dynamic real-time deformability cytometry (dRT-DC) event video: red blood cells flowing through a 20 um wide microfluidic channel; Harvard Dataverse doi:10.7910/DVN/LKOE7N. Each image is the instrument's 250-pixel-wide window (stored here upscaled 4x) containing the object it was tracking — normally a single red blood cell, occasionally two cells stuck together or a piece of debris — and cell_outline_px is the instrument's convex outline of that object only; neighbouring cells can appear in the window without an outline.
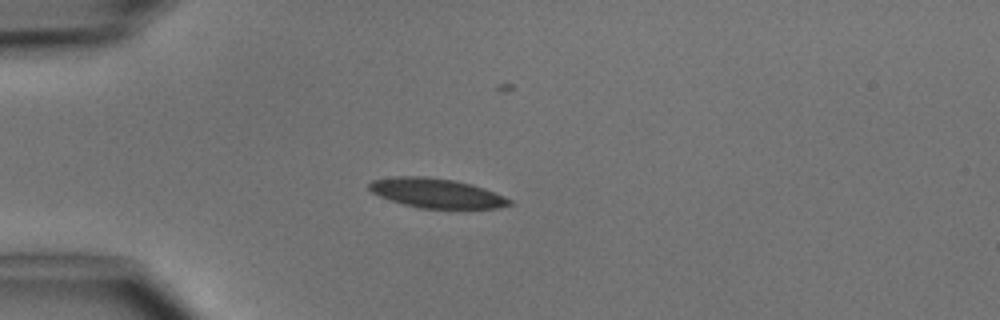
{"species": "common noctule bat (a hibernating species)", "species_latin": "Nyctalus noctula", "temperature_condition": "cold", "stored_images_in_passage": 6, "camera_frame_rate_fps": 3000, "um_per_image_px": 0.085, "animal": {"sex": "male", "body_mass_g": 15.6}, "frame": {"image": 1, "passage_image": 3, "time_ms": 2.333, "image_size_px": [1000, 320], "cell_outline_px": [[516, 204], [500, 208], [420, 208], [404, 204], [380, 196], [372, 192], [368, 188], [368, 184], [372, 180], [396, 176], [428, 176], [452, 180], [472, 184], [484, 188], [504, 196], [512, 200]], "centroid_in_image_um": [37.14, 16.41], "position_along_channel_um": 47.9, "area_um2": 24.1}}